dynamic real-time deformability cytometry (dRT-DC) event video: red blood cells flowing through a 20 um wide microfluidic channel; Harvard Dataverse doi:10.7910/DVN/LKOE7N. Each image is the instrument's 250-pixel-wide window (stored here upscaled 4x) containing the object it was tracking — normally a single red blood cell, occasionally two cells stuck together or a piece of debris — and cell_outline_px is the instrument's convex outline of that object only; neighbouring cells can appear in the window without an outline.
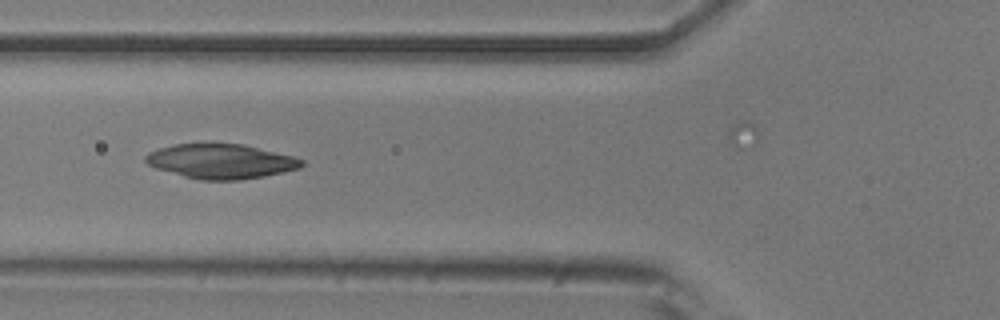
{"species": "common noctule bat (a hibernating species)", "species_latin": "Nyctalus noctula", "temperature_condition": "room temperature", "stored_images_in_passage": 27, "camera_frame_rate_fps": 3000, "um_per_image_px": 0.085, "animal": {"sex": "male", "body_mass_g": 20.5, "forearm_length_mm": 52.5}, "frame": {"image": 1, "passage_image": 4, "time_ms": 1.0, "image_size_px": [1000, 320], "cell_outline_px": [[304, 164], [300, 168], [284, 172], [264, 176], [240, 180], [200, 180], [184, 176], [156, 168], [148, 164], [144, 160], [144, 156], [148, 152], [172, 144], [204, 140], [212, 140], [244, 144], [292, 156], [304, 160]], "centroid_in_image_um": [18.74, 13.66], "position_along_channel_um": 107.1, "area_um2": 32.54}}
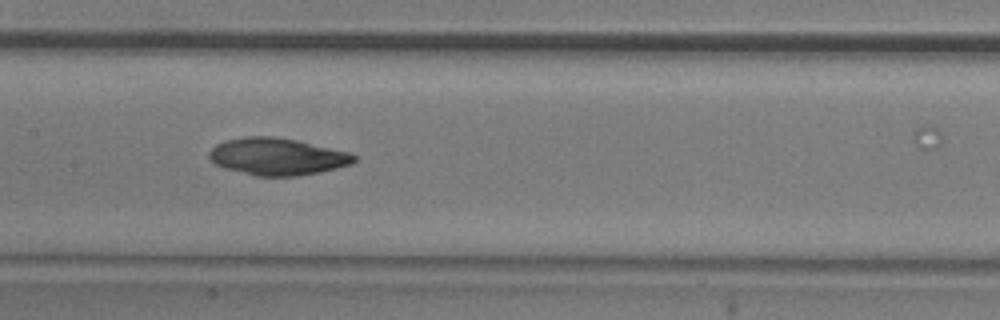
{"frame": {"image": 2, "passage_image": 10, "time_ms": 3.0, "image_size_px": [1000, 320], "cell_outline_px": [[356, 160], [352, 164], [320, 172], [296, 176], [256, 176], [224, 168], [216, 164], [208, 156], [208, 152], [216, 144], [224, 140], [244, 136], [272, 136], [296, 140], [348, 152], [356, 156]], "centroid_in_image_um": [23.54, 13.3], "position_along_channel_um": 183.9, "area_um2": 31.27}}
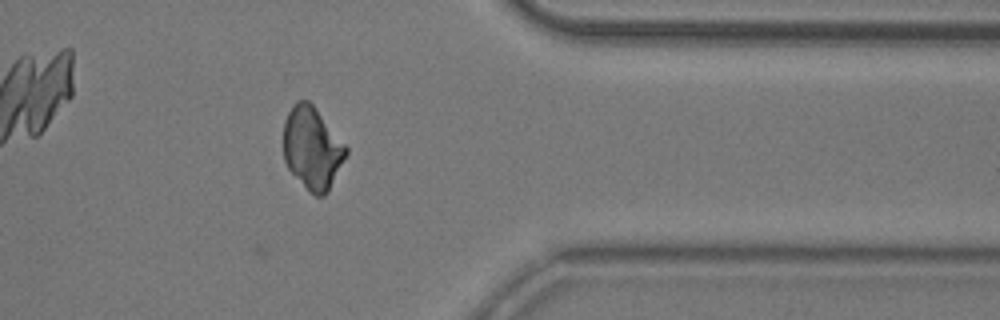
{"frame": {"image": 3, "passage_image": 27, "time_ms": 8.667, "image_size_px": [1000, 320], "cell_outline_px": [[348, 152], [328, 192], [324, 196], [316, 196], [308, 192], [288, 168], [284, 160], [284, 120], [292, 104], [296, 100], [308, 100], [316, 108], [348, 148]], "centroid_in_image_um": [26.53, 12.59], "position_along_channel_um": 384.9, "area_um2": 30.06}}